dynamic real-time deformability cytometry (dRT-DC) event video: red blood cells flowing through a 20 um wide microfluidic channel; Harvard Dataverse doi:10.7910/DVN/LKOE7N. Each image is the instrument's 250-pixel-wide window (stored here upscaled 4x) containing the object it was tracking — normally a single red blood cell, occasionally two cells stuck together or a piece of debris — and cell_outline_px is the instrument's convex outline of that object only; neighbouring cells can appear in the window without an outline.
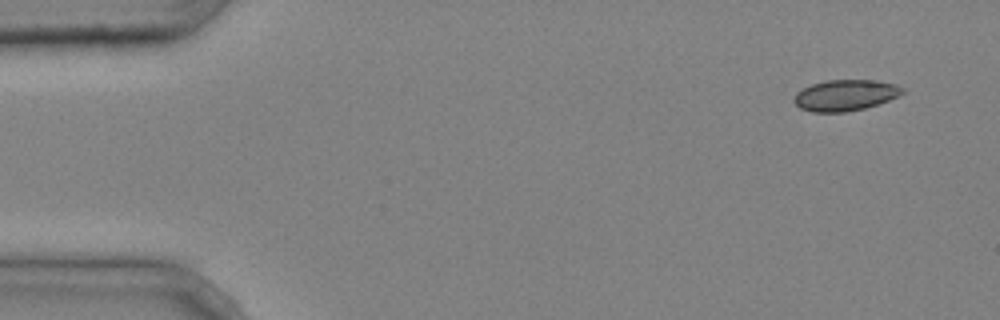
{"species": "common noctule bat (a hibernating species)", "species_latin": "Nyctalus noctula", "temperature_condition": "cold", "stored_images_in_passage": 4, "camera_frame_rate_fps": 3000, "um_per_image_px": 0.085, "animal": {"sex": "male", "body_mass_g": 20.4}, "frame": {"image": 1, "passage_image": 1, "time_ms": 0.0, "image_size_px": [1000, 320], "cell_outline_px": [[904, 92], [888, 100], [864, 108], [844, 112], [812, 112], [800, 108], [792, 100], [796, 92], [812, 84], [824, 80], [876, 80], [896, 84], [904, 88]], "centroid_in_image_um": [71.82, 8.09], "position_along_channel_um": 13.2, "area_um2": 19.54}}
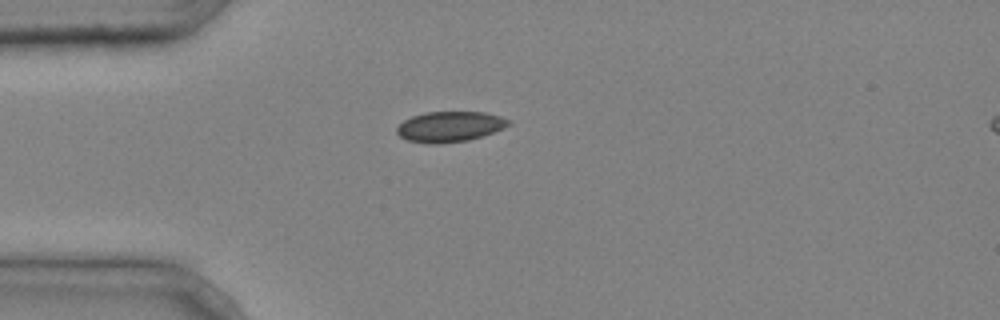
{"frame": {"image": 2, "passage_image": 3, "time_ms": 0.667, "image_size_px": [1000, 320], "cell_outline_px": [[512, 124], [504, 128], [468, 140], [440, 144], [424, 144], [408, 140], [400, 136], [396, 132], [396, 128], [404, 120], [412, 116], [424, 112], [484, 112], [500, 116], [512, 120]], "centroid_in_image_um": [38.23, 10.76], "position_along_channel_um": 46.8, "area_um2": 19.94}}